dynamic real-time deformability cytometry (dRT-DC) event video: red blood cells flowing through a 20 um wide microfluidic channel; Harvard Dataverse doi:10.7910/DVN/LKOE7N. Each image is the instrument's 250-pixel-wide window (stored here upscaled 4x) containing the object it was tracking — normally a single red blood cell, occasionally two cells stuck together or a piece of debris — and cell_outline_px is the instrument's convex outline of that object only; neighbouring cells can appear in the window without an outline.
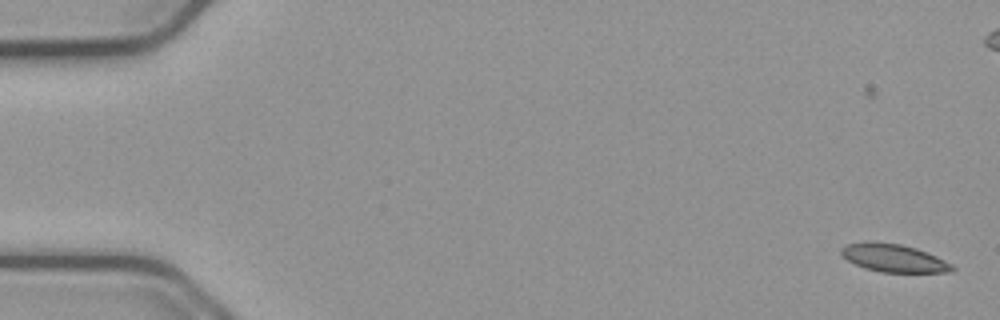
{"species": "common noctule bat (a hibernating species)", "species_latin": "Nyctalus noctula", "temperature_condition": "cold", "stored_images_in_passage": 56, "camera_frame_rate_fps": 3000, "um_per_image_px": 0.085, "animal": {"sex": "male", "body_mass_g": 23.1, "forearm_length_mm": 52.7}, "frame": {"image": 1, "passage_image": 1, "time_ms": 0.0, "image_size_px": [1000, 320], "cell_outline_px": [[956, 268], [952, 272], [880, 272], [864, 268], [848, 260], [840, 252], [840, 248], [848, 244], [900, 244], [916, 248], [928, 252], [952, 264]], "centroid_in_image_um": [76.05, 21.98], "position_along_channel_um": 9.0, "area_um2": 17.4}}
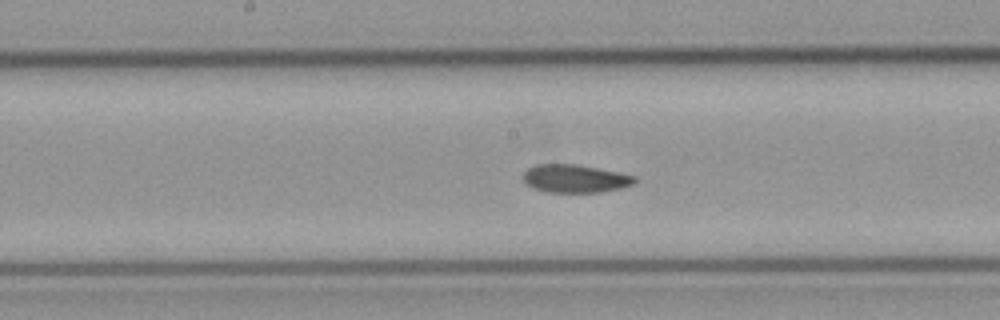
{"frame": {"image": 2, "passage_image": 28, "time_ms": 9.0, "image_size_px": [1000, 320], "cell_outline_px": [[636, 184], [620, 188], [600, 192], [548, 192], [532, 188], [524, 184], [524, 172], [528, 168], [536, 164], [576, 164], [636, 176]], "centroid_in_image_um": [48.86, 15.18], "position_along_channel_um": 199.3, "area_um2": 18.21}}
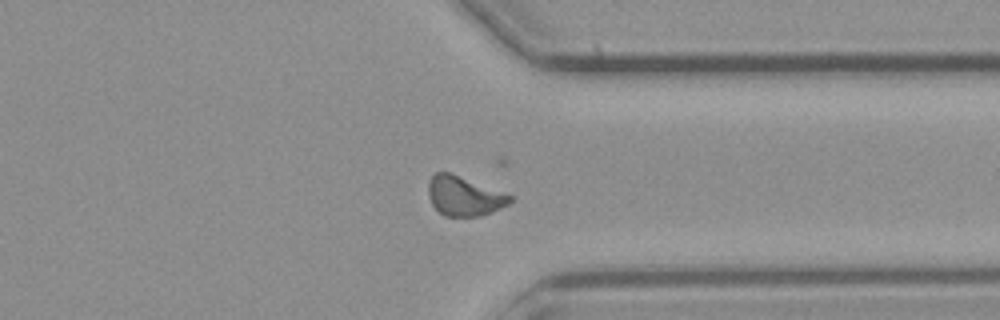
{"frame": {"image": 3, "passage_image": 42, "time_ms": 13.667, "image_size_px": [1000, 320], "cell_outline_px": [[516, 196], [508, 204], [492, 212], [480, 216], [444, 216], [432, 204], [428, 196], [428, 184], [432, 176], [436, 172], [452, 172]], "centroid_in_image_um": [39.49, 16.64], "position_along_channel_um": 371.9, "area_um2": 19.13}, "authors_computed_cell_mechanics": {"area_um2": 18.5538, "velocity_mm_per_s": 3.7458, "shape_relaxation_time_tau1_ms": 4.644, "shape_relaxation_time_tau2_ms": 2.4576, "deformation_change_tau1": 0.1189, "deformation_change_tau2": 0.0706}}